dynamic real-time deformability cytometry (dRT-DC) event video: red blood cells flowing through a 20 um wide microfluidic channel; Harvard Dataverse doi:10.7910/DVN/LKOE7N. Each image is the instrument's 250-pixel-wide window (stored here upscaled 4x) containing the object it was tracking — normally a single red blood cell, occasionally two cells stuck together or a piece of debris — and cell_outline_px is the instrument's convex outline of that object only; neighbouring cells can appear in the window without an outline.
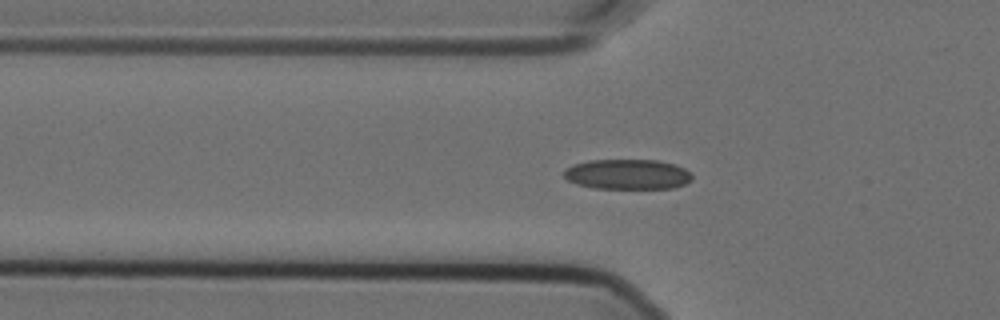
{"species": "Egyptian fruit bat (a non-hibernating species)", "species_latin": "Rousettus aegyptiacus", "temperature_condition": "cold", "stored_images_in_passage": 39, "camera_frame_rate_fps": 3000, "um_per_image_px": 0.085, "animal": {"sex": "female"}, "frame": {"image": 1, "passage_image": 7, "time_ms": 2.0, "image_size_px": [1000, 320], "cell_outline_px": [[692, 180], [684, 184], [672, 188], [592, 188], [576, 184], [568, 180], [564, 176], [564, 168], [572, 164], [588, 160], [656, 160], [676, 164], [684, 168], [692, 176]], "centroid_in_image_um": [53.3, 14.81], "position_along_channel_um": 72.5, "area_um2": 22.6}}
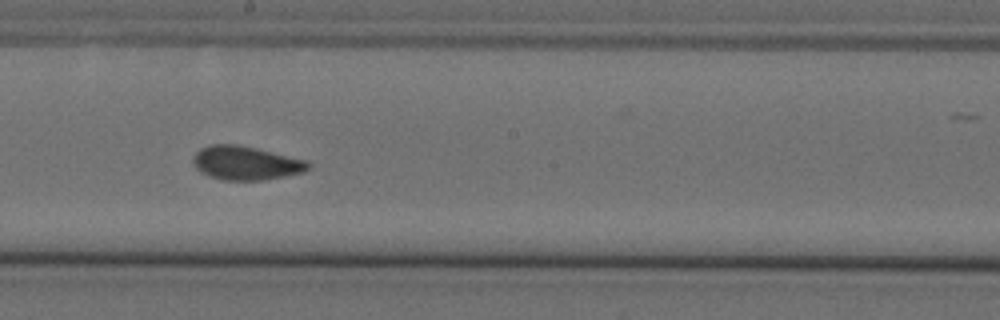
{"frame": {"image": 2, "passage_image": 20, "time_ms": 6.333, "image_size_px": [1000, 320], "cell_outline_px": [[312, 164], [308, 168], [300, 172], [284, 176], [264, 180], [224, 180], [200, 172], [192, 164], [192, 156], [200, 148], [208, 144], [236, 144], [256, 148], [308, 160]], "centroid_in_image_um": [20.86, 13.84], "position_along_channel_um": 227.3, "area_um2": 22.72}}
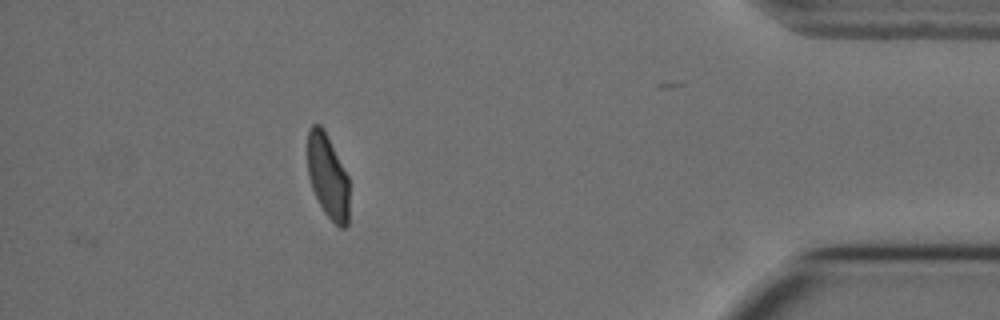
{"frame": {"image": 3, "passage_image": 39, "time_ms": 12.667, "image_size_px": [1000, 320], "cell_outline_px": [[348, 224], [344, 228], [340, 228], [324, 212], [312, 188], [308, 176], [308, 128], [312, 124], [320, 124], [324, 128], [348, 176]], "centroid_in_image_um": [27.85, 14.96], "position_along_channel_um": 407.3, "area_um2": 20.35}, "authors_computed_cell_mechanics": {"area_um2": 22.4842, "velocity_mm_per_s": 3.5603, "shape_relaxation_time_tau1_ms": null, "shape_relaxation_time_tau2_ms": 1.3873, "deformation_change_tau1": null, "deformation_change_tau2": 0.057}}